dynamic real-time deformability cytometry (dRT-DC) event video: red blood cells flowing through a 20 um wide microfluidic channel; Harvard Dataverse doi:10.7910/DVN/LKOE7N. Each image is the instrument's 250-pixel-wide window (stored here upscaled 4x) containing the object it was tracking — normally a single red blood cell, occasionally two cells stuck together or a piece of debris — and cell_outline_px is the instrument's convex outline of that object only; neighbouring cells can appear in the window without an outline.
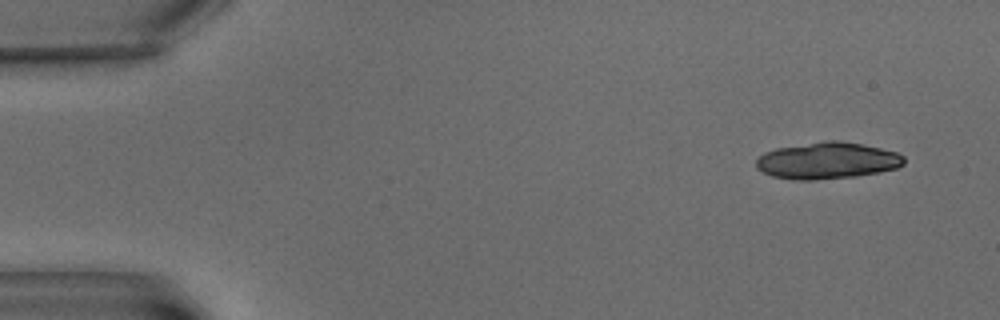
{"species": "common noctule bat (a hibernating species)", "species_latin": "Nyctalus noctula", "temperature_condition": "warm", "stored_images_in_passage": 7, "camera_frame_rate_fps": 3000, "um_per_image_px": 0.085, "animal": {"sex": "male", "body_mass_g": 15.6}, "frame": {"image": 1, "passage_image": 1, "time_ms": 0.0, "image_size_px": [1000, 320], "cell_outline_px": [[904, 164], [896, 168], [856, 176], [812, 180], [796, 180], [772, 176], [756, 168], [756, 160], [764, 152], [776, 148], [824, 140], [836, 140], [860, 144], [880, 148], [896, 152], [904, 156]], "centroid_in_image_um": [70.29, 13.65], "position_along_channel_um": 14.7, "area_um2": 31.39}}
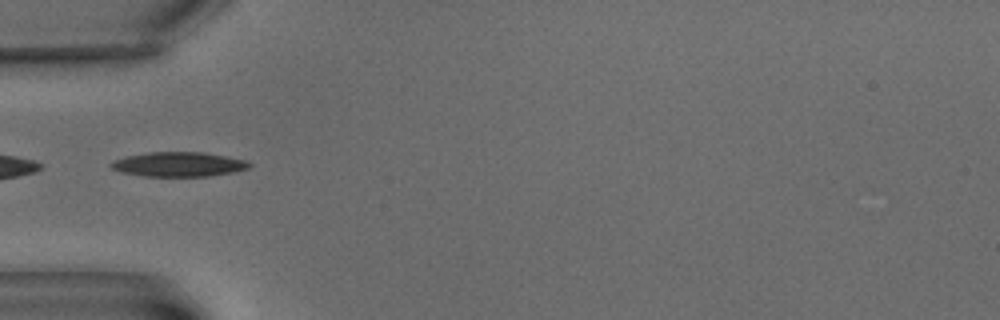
{"frame": {"image": 2, "passage_image": 6, "time_ms": 6.0, "image_size_px": [1000, 320], "cell_outline_px": [[252, 164], [248, 168], [236, 172], [208, 176], [144, 176], [120, 172], [112, 168], [108, 164], [112, 160], [124, 156], [148, 152], [204, 152], [244, 160]], "centroid_in_image_um": [15.13, 13.96], "position_along_channel_um": 69.9, "area_um2": 19.88}}